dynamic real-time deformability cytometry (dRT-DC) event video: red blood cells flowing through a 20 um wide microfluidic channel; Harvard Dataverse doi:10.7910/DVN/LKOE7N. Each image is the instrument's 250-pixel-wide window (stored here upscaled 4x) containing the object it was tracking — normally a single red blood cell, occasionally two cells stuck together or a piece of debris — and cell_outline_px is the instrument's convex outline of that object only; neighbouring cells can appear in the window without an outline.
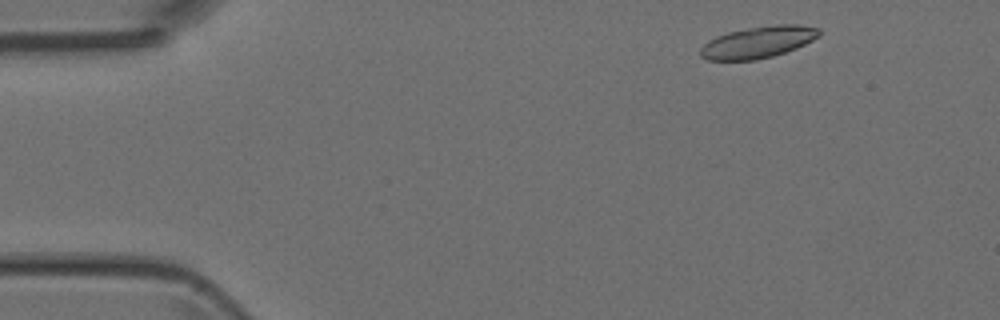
{"species": "Egyptian fruit bat (a non-hibernating species)", "species_latin": "Rousettus aegyptiacus", "temperature_condition": "room temperature", "stored_images_in_passage": 3, "camera_frame_rate_fps": 3000, "um_per_image_px": 0.085, "animal": {"sex": "female"}, "frame": {"image": 1, "passage_image": 1, "time_ms": 0.0, "image_size_px": [1000, 320], "cell_outline_px": [[820, 36], [796, 48], [772, 56], [756, 60], [708, 60], [700, 56], [700, 48], [708, 40], [716, 36], [728, 32], [748, 28], [776, 24], [800, 24], [820, 28]], "centroid_in_image_um": [64.44, 3.58], "position_along_channel_um": 20.6, "area_um2": 21.96}}
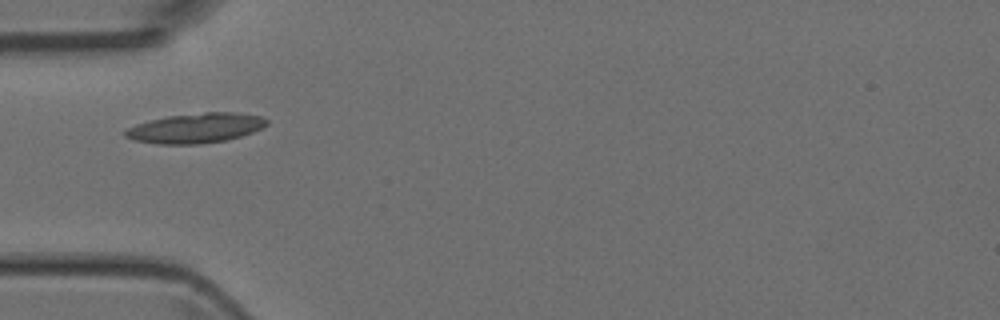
{"frame": {"image": 2, "passage_image": 3, "time_ms": 3.333, "image_size_px": [1000, 320], "cell_outline_px": [[268, 124], [264, 128], [228, 140], [200, 144], [156, 144], [132, 140], [124, 136], [124, 132], [128, 128], [136, 124], [168, 116], [204, 112], [236, 112], [264, 116], [268, 120]], "centroid_in_image_um": [16.68, 10.89], "position_along_channel_um": 68.3, "area_um2": 24.8}}